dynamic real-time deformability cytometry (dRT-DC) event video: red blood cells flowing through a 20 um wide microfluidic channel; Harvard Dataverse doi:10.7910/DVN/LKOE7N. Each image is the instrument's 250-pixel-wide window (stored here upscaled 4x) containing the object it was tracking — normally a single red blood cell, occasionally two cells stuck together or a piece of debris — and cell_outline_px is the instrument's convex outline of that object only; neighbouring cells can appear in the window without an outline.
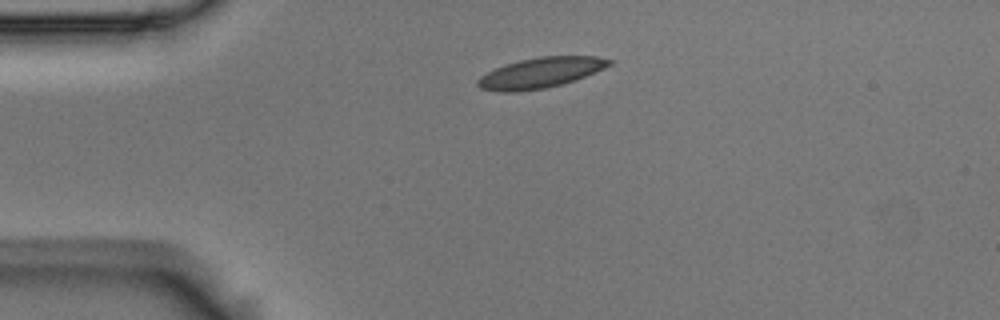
{"species": "Egyptian fruit bat (a non-hibernating species)", "species_latin": "Rousettus aegyptiacus", "temperature_condition": "room temperature", "stored_images_in_passage": 2, "camera_frame_rate_fps": 3000, "um_per_image_px": 0.085, "animal": {"sex": "male"}, "frame": {"image": 1, "passage_image": 1, "time_ms": 0.0, "image_size_px": [1000, 320], "cell_outline_px": [[616, 60], [612, 64], [604, 68], [576, 80], [544, 88], [516, 92], [500, 92], [480, 88], [476, 84], [476, 80], [480, 76], [496, 68], [520, 60], [540, 56], [596, 56]], "centroid_in_image_um": [45.97, 6.18], "position_along_channel_um": 39.0, "area_um2": 23.24}}